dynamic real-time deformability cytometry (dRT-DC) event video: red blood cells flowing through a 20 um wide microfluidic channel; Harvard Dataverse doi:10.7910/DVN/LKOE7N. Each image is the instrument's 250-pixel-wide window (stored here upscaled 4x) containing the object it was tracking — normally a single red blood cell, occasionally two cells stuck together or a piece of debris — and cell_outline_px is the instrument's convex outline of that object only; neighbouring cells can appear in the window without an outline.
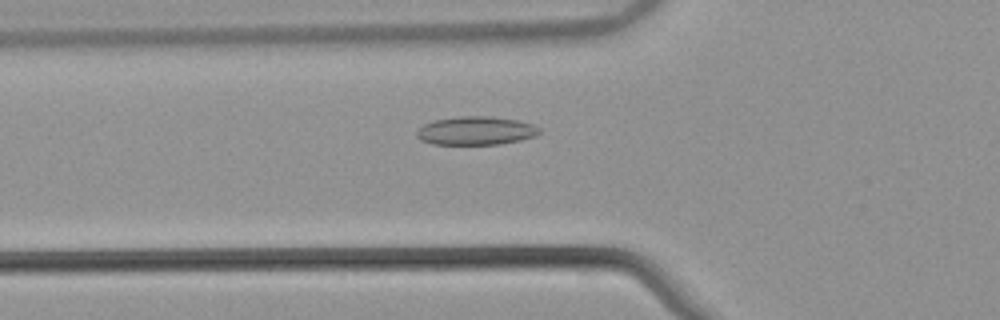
{"species": "common noctule bat (a hibernating species)", "species_latin": "Nyctalus noctula", "temperature_condition": "warm", "stored_images_in_passage": 54, "camera_frame_rate_fps": 3000, "um_per_image_px": 0.085, "animal": {"sex": "male", "body_mass_g": 21.5, "forearm_length_mm": 52.0}, "frame": {"image": 1, "passage_image": 20, "time_ms": 6.333, "image_size_px": [1000, 320], "cell_outline_px": [[540, 132], [536, 136], [520, 140], [500, 144], [432, 144], [420, 140], [416, 136], [416, 132], [424, 124], [436, 120], [460, 116], [492, 116], [516, 120], [532, 124], [540, 128]], "centroid_in_image_um": [40.45, 11.11], "position_along_channel_um": 85.3, "area_um2": 20.29}}
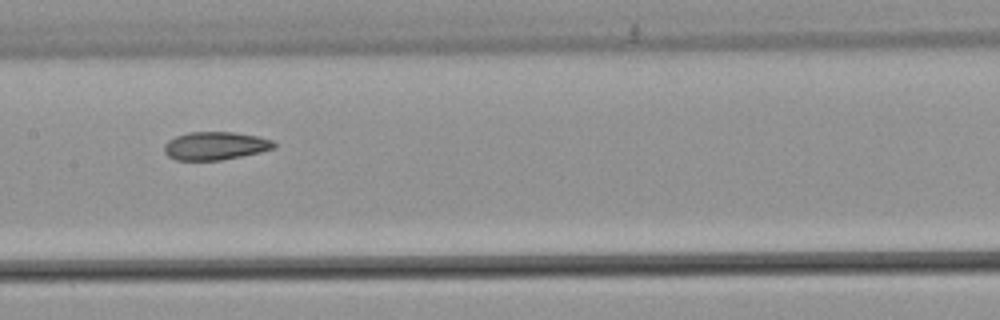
{"frame": {"image": 2, "passage_image": 28, "time_ms": 9.0, "image_size_px": [1000, 320], "cell_outline_px": [[276, 148], [260, 152], [220, 160], [176, 160], [168, 156], [164, 152], [164, 144], [168, 140], [176, 136], [188, 132], [232, 132], [256, 136], [272, 140], [276, 144]], "centroid_in_image_um": [18.28, 12.39], "position_along_channel_um": 189.1, "area_um2": 17.92}}
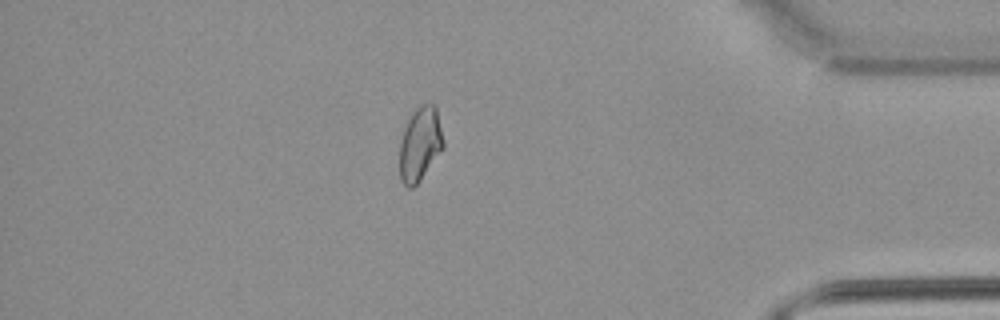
{"frame": {"image": 3, "passage_image": 47, "time_ms": 15.333, "image_size_px": [1000, 320], "cell_outline_px": [[444, 148], [420, 180], [412, 188], [408, 188], [400, 180], [400, 140], [404, 128], [412, 112], [420, 104], [436, 104], [444, 144]], "centroid_in_image_um": [35.7, 12.23], "position_along_channel_um": 399.5, "area_um2": 18.9}, "authors_computed_cell_mechanics": {"area_um2": 19.7965, "velocity_mm_per_s": 3.8688, "shape_relaxation_time_tau1_ms": null, "shape_relaxation_time_tau2_ms": 2.7821, "deformation_change_tau1": null, "deformation_change_tau2": 0.0944}}